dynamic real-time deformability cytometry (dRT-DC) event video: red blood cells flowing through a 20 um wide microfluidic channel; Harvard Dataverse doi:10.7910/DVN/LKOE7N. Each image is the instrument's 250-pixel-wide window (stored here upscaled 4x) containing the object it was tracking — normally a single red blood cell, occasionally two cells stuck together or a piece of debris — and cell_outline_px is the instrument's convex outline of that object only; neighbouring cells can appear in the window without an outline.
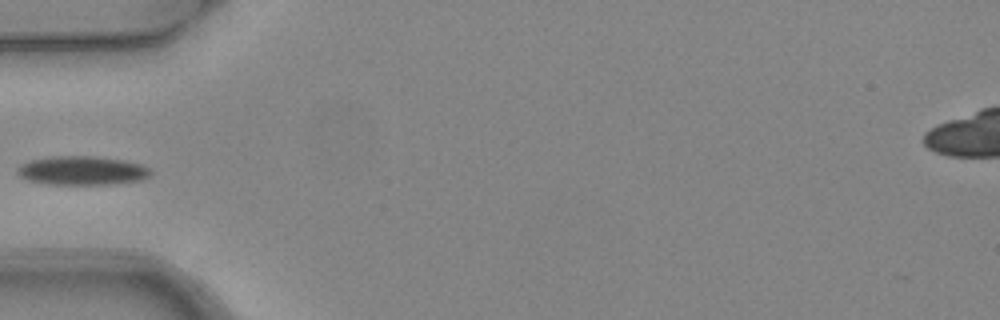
{"species": "common noctule bat (a hibernating species)", "species_latin": "Nyctalus noctula", "temperature_condition": "warm", "stored_images_in_passage": 5, "camera_frame_rate_fps": 3000, "um_per_image_px": 0.085, "animal": {"sex": "female", "body_mass_g": 24.6, "forearm_length_mm": 56.2}, "frame": {"image": 1, "passage_image": 4, "time_ms": 1.0, "image_size_px": [1000, 320], "cell_outline_px": [[152, 176], [140, 180], [112, 184], [48, 184], [28, 180], [20, 176], [16, 172], [16, 168], [20, 164], [28, 160], [52, 156], [92, 156], [124, 160], [140, 164], [152, 168]], "centroid_in_image_um": [6.98, 14.49], "position_along_channel_um": 78.0, "area_um2": 22.66}}
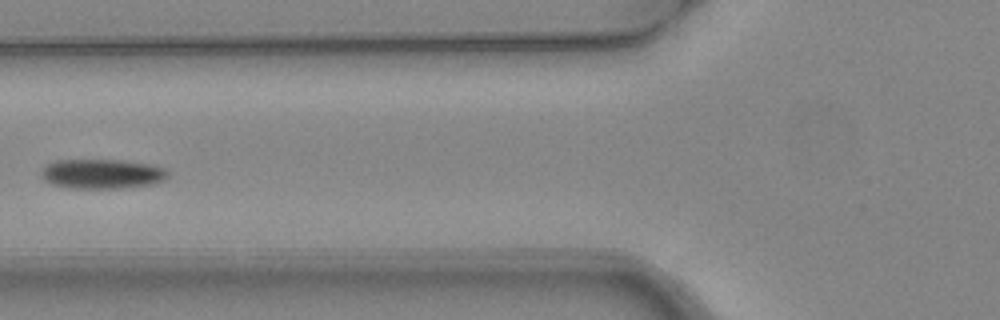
{"frame": {"image": 2, "passage_image": 5, "time_ms": 1.333, "image_size_px": [1000, 320], "cell_outline_px": [[168, 176], [164, 180], [156, 184], [120, 188], [72, 188], [52, 184], [44, 180], [40, 176], [40, 172], [48, 164], [56, 160], [120, 160], [152, 164], [164, 168], [168, 172]], "centroid_in_image_um": [8.7, 14.78], "position_along_channel_um": 117.1, "area_um2": 21.96}}